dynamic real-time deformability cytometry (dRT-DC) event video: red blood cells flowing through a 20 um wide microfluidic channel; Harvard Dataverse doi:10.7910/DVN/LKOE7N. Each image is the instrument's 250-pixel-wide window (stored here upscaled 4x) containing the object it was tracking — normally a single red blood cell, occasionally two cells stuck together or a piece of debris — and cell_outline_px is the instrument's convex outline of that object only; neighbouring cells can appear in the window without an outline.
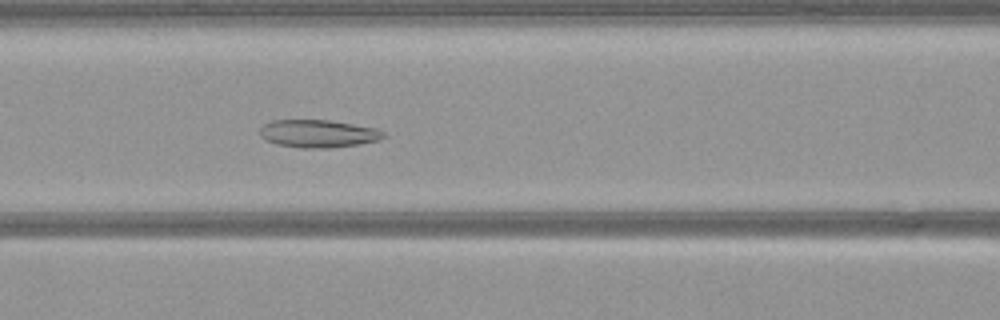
{"species": "common noctule bat (a hibernating species)", "species_latin": "Nyctalus noctula", "temperature_condition": "warm", "stored_images_in_passage": 41, "camera_frame_rate_fps": 3000, "um_per_image_px": 0.085, "animal": {"sex": "female", "body_mass_g": 21.9}, "frame": {"image": 1, "passage_image": 15, "time_ms": 4.667, "image_size_px": [1000, 320], "cell_outline_px": [[388, 136], [380, 140], [360, 144], [332, 148], [300, 148], [276, 144], [264, 140], [260, 136], [260, 128], [264, 124], [272, 120], [328, 120], [376, 128], [384, 132]], "centroid_in_image_um": [27.05, 11.37], "position_along_channel_um": 139.5, "area_um2": 20.23}}
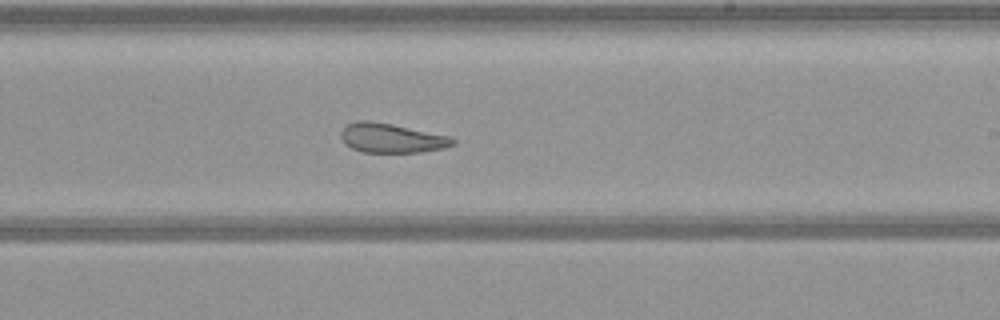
{"frame": {"image": 2, "passage_image": 24, "time_ms": 7.667, "image_size_px": [1000, 320], "cell_outline_px": [[456, 144], [444, 148], [420, 152], [364, 152], [352, 148], [344, 144], [340, 136], [340, 132], [344, 124], [356, 120], [368, 120], [392, 124], [452, 136], [456, 140]], "centroid_in_image_um": [33.27, 11.72], "position_along_channel_um": 255.7, "area_um2": 19.48}}
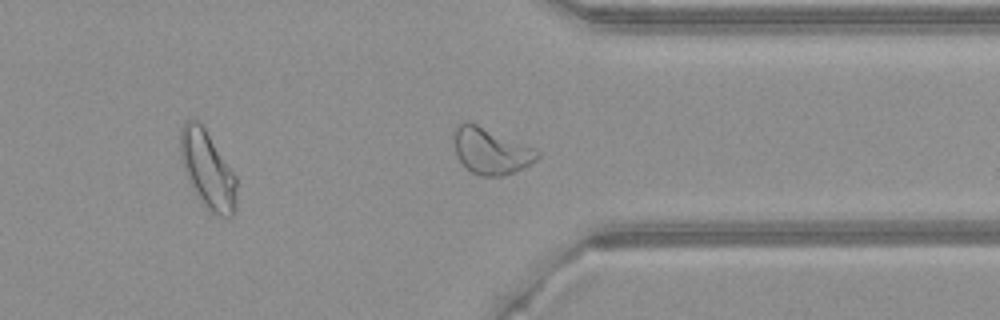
{"frame": {"image": 3, "passage_image": 33, "time_ms": 10.667, "image_size_px": [1000, 320], "cell_outline_px": [[540, 156], [536, 160], [512, 172], [500, 176], [480, 176], [472, 172], [456, 156], [456, 128], [464, 120], [468, 120], [536, 148], [540, 152]], "centroid_in_image_um": [41.75, 12.81], "position_along_channel_um": 369.6, "area_um2": 22.08}}